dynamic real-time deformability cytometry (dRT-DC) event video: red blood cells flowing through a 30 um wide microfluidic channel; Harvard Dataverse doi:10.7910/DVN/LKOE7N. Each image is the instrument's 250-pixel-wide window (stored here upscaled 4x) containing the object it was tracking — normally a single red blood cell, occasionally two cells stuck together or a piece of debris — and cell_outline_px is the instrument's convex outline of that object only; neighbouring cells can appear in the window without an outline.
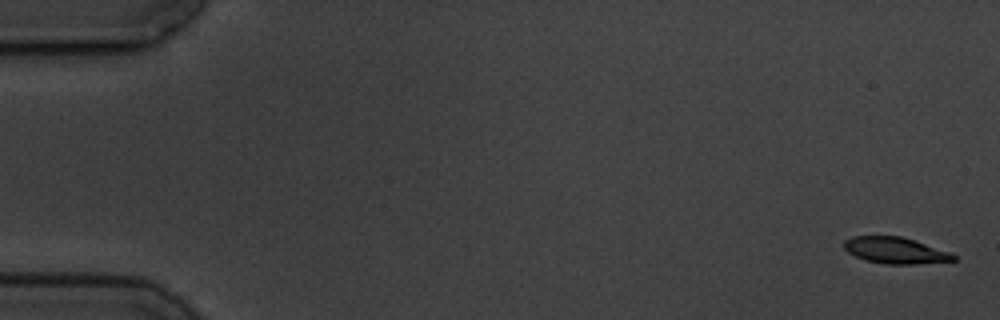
{"species": "common noctule bat (a hibernating species)", "species_latin": "Nyctalus noctula", "temperature_condition": "cold", "stored_images_in_passage": 4, "segment_of_instrument_passage": [2, 2], "camera_frame_rate_fps": 3000, "um_per_image_px": 0.085, "animal": {"sex": "male", "body_mass_g": 19.5, "forearm_length_mm": 54.6}, "frame": {"image": 1, "passage_image": 4, "time_ms": 7.0, "image_size_px": [1000, 320], "cell_outline_px": [[956, 260], [916, 264], [884, 264], [864, 260], [848, 252], [844, 248], [844, 240], [852, 236], [900, 236], [952, 252], [956, 256]], "centroid_in_image_um": [76.1, 21.29], "position_along_channel_um": 8.9, "area_um2": 16.82}}